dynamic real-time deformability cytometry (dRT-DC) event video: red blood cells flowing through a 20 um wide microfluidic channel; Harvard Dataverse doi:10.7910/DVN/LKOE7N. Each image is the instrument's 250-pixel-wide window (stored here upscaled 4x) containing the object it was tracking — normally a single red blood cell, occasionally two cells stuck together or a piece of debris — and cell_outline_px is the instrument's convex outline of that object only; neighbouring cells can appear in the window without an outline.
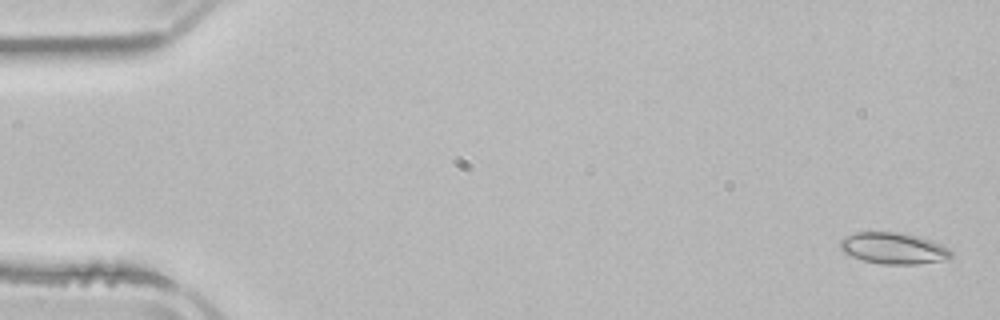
{"species": "common noctule bat (a hibernating species)", "species_latin": "Nyctalus noctula", "temperature_condition": "room temperature", "stored_images_in_passage": 5, "segment_of_instrument_passage": [2, 2], "camera_frame_rate_fps": 3000, "um_per_image_px": 0.085, "animal": {"sex": "male", "body_mass_g": 21.5, "forearm_length_mm": 52.0}, "frame": {"image": 1, "passage_image": 5, "time_ms": 6.333, "image_size_px": [1000, 320], "cell_outline_px": [[952, 256], [940, 260], [916, 264], [880, 264], [864, 260], [852, 256], [844, 252], [840, 248], [840, 240], [856, 232], [900, 232], [932, 240], [948, 248], [952, 252]], "centroid_in_image_um": [75.93, 21.1], "position_along_channel_um": 9.1, "area_um2": 20.0}}